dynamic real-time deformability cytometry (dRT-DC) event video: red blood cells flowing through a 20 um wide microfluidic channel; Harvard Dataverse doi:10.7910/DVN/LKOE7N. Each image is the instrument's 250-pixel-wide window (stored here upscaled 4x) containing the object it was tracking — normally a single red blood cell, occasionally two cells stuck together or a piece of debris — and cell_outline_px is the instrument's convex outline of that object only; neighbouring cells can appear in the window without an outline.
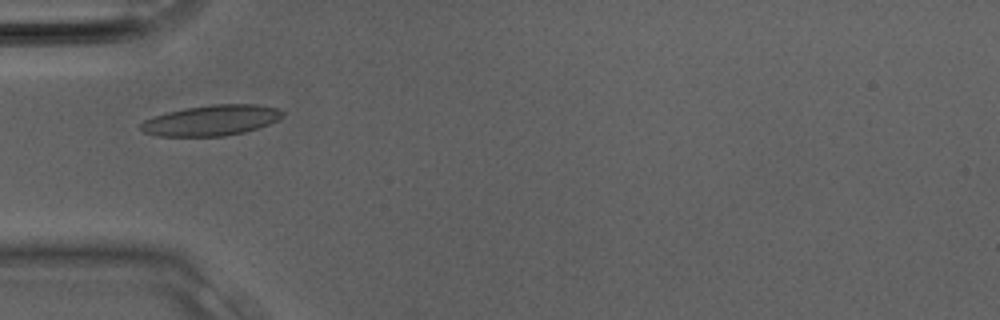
{"species": "Egyptian fruit bat (a non-hibernating species)", "species_latin": "Rousettus aegyptiacus", "temperature_condition": "room temperature", "stored_images_in_passage": 4, "camera_frame_rate_fps": 3000, "um_per_image_px": 0.085, "animal": {"sex": "male"}, "frame": {"image": 1, "passage_image": 3, "time_ms": 0.667, "image_size_px": [1000, 320], "cell_outline_px": [[284, 116], [268, 124], [244, 132], [224, 136], [156, 136], [144, 132], [140, 128], [140, 124], [144, 120], [152, 116], [168, 112], [188, 108], [212, 104], [256, 104], [276, 108], [284, 112]], "centroid_in_image_um": [17.94, 10.23], "position_along_channel_um": 67.1, "area_um2": 25.09}}